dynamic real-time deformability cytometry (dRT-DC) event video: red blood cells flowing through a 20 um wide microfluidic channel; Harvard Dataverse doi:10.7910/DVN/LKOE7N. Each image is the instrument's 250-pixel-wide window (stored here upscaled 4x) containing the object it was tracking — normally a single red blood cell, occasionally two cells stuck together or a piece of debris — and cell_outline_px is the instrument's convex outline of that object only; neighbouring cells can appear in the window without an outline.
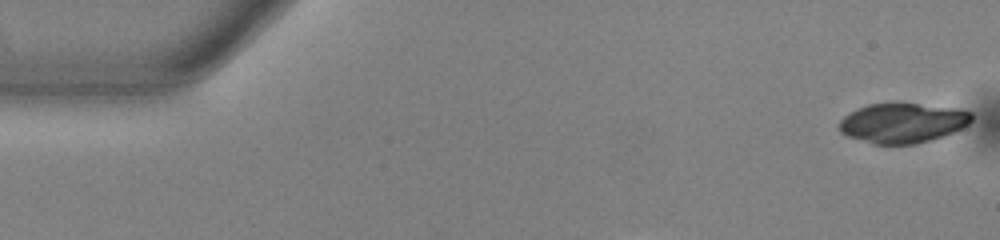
{"species": "common noctule bat (a hibernating species)", "species_latin": "Nyctalus noctula", "temperature_condition": "warm", "stored_images_in_passage": 53, "camera_frame_rate_fps": 3000, "um_per_image_px": 0.085, "animal": {"sex": "male", "body_mass_g": 13.0, "forearm_length_mm": 53.1}, "frame": {"image": 1, "passage_image": 1, "time_ms": 0.0, "image_size_px": [1000, 240], "cell_outline_px": [[972, 120], [968, 124], [944, 136], [916, 144], [872, 144], [848, 136], [840, 132], [840, 120], [848, 112], [856, 108], [868, 104], [896, 100], [960, 108], [972, 112]], "centroid_in_image_um": [76.72, 10.4], "position_along_channel_um": 8.3, "area_um2": 31.67}}
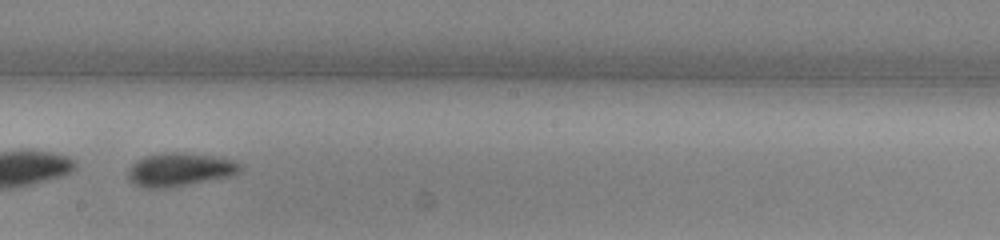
{"frame": {"image": 2, "passage_image": 30, "time_ms": 9.667, "image_size_px": [1000, 240], "cell_outline_px": [[244, 168], [240, 172], [232, 176], [168, 188], [140, 188], [128, 180], [128, 168], [136, 160], [144, 156], [164, 152], [184, 152], [216, 156], [236, 160]], "centroid_in_image_um": [15.29, 14.41], "position_along_channel_um": 232.9, "area_um2": 22.37}, "authors_computed_cell_mechanics": {"area_um2": 22.7732, "velocity_mm_per_s": 3.8329, "shape_relaxation_time_tau1_ms": 3.0273, "shape_relaxation_time_tau2_ms": 2.7845, "deformation_change_tau1": 0.1332, "deformation_change_tau2": 0.0875}}